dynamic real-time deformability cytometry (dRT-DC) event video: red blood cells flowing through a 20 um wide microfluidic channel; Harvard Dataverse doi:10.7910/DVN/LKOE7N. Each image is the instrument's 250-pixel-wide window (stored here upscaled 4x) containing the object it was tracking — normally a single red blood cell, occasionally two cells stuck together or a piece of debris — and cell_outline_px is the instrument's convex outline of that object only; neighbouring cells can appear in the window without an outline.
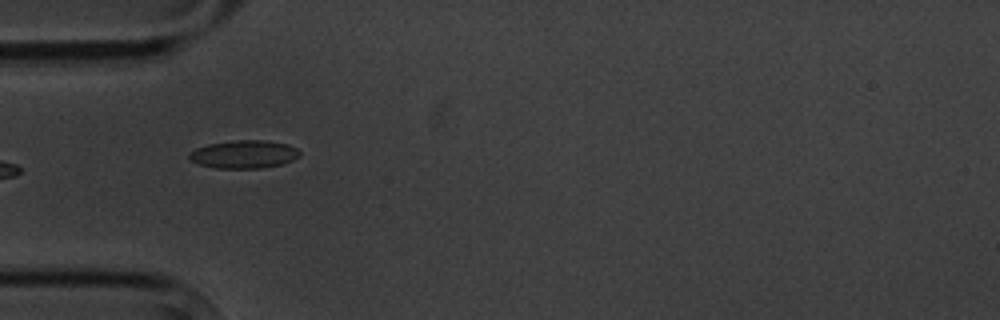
{"species": "common noctule bat (a hibernating species)", "species_latin": "Nyctalus noctula", "temperature_condition": "cold", "stored_images_in_passage": 5, "camera_frame_rate_fps": 3000, "um_per_image_px": 0.085, "animal": {"sex": "male", "body_mass_g": 20.1, "forearm_length_mm": 53.5}, "frame": {"image": 1, "passage_image": 4, "time_ms": 3.667, "image_size_px": [1000, 320], "cell_outline_px": [[300, 156], [292, 160], [280, 164], [260, 168], [216, 168], [200, 164], [192, 160], [188, 156], [196, 148], [208, 144], [232, 140], [268, 140], [288, 144], [296, 148], [300, 152]], "centroid_in_image_um": [20.77, 13.1], "position_along_channel_um": 64.2, "area_um2": 17.92}}
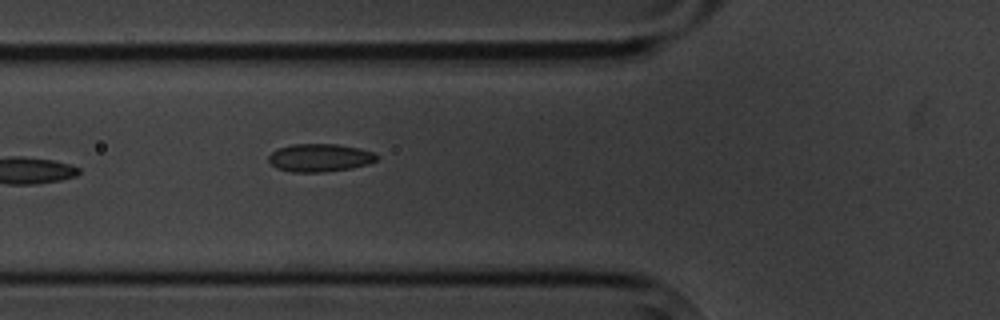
{"frame": {"image": 2, "passage_image": 5, "time_ms": 4.667, "image_size_px": [1000, 320], "cell_outline_px": [[380, 156], [376, 160], [368, 164], [352, 168], [324, 172], [292, 172], [276, 168], [268, 160], [268, 156], [276, 148], [292, 144], [336, 144], [360, 148], [372, 152]], "centroid_in_image_um": [27.17, 13.4], "position_along_channel_um": 98.6, "area_um2": 17.74}}